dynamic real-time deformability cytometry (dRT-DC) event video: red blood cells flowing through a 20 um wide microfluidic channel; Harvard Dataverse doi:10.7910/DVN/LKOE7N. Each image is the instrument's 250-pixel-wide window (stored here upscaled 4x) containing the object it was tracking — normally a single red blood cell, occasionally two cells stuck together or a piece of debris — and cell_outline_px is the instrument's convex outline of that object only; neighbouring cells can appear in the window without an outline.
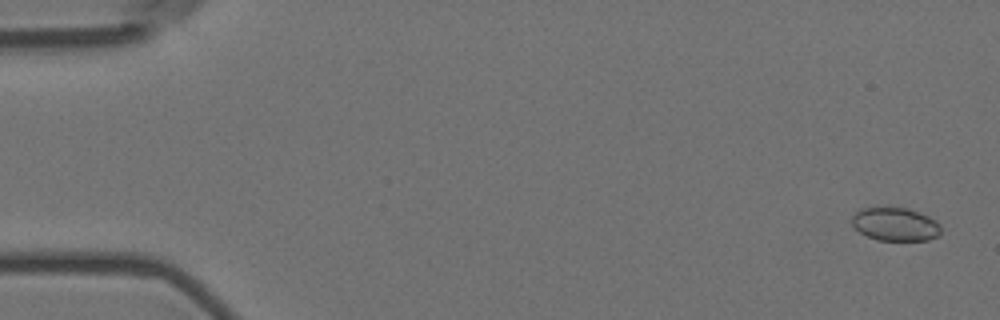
{"species": "Egyptian fruit bat (a non-hibernating species)", "species_latin": "Rousettus aegyptiacus", "temperature_condition": "room temperature", "stored_images_in_passage": 57, "camera_frame_rate_fps": 3000, "um_per_image_px": 0.085, "animal": {"sex": "female"}, "frame": {"image": 1, "passage_image": 2, "time_ms": 0.333, "image_size_px": [1000, 320], "cell_outline_px": [[940, 236], [928, 240], [876, 240], [860, 232], [852, 224], [852, 216], [860, 208], [908, 208], [928, 216], [936, 220], [940, 224]], "centroid_in_image_um": [76.12, 19.07], "position_along_channel_um": 8.9, "area_um2": 17.22}}
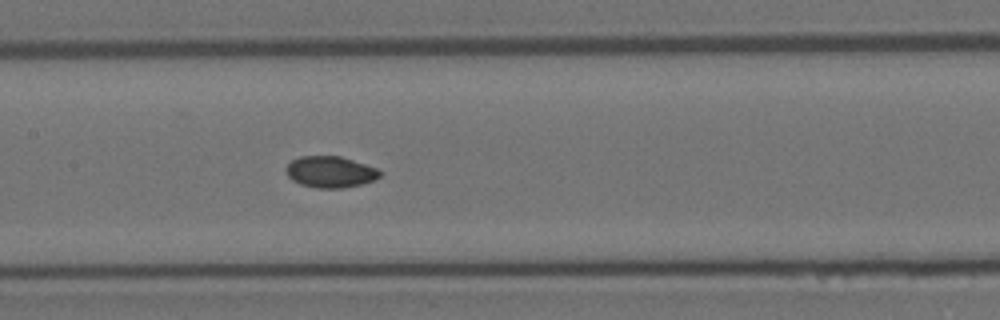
{"frame": {"image": 2, "passage_image": 28, "time_ms": 9.0, "image_size_px": [1000, 320], "cell_outline_px": [[384, 172], [380, 176], [372, 180], [360, 184], [340, 188], [316, 188], [300, 184], [292, 180], [288, 176], [284, 168], [292, 160], [300, 156], [340, 156], [376, 168]], "centroid_in_image_um": [28.04, 14.61], "position_along_channel_um": 179.4, "area_um2": 17.05}}
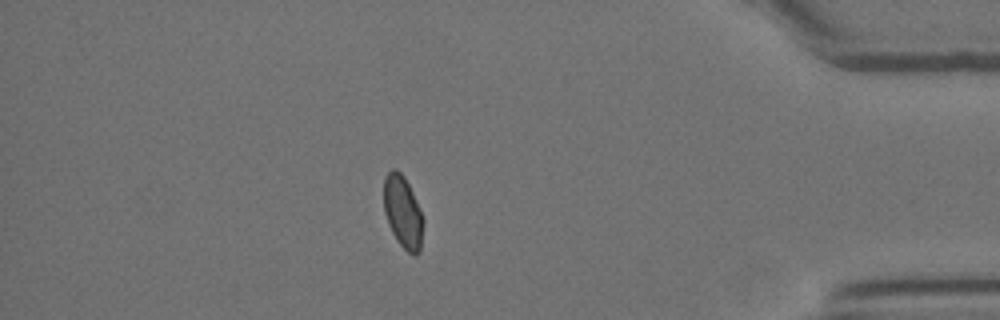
{"frame": {"image": 3, "passage_image": 50, "time_ms": 16.333, "image_size_px": [1000, 320], "cell_outline_px": [[424, 220], [420, 252], [416, 256], [412, 256], [396, 240], [388, 224], [384, 212], [384, 176], [392, 168], [396, 168], [404, 176], [412, 192]], "centroid_in_image_um": [34.24, 18.04], "position_along_channel_um": 401.0, "area_um2": 16.7}, "authors_computed_cell_mechanics": {"area_um2": 17.1088, "velocity_mm_per_s": 3.5588, "shape_relaxation_time_tau1_ms": null, "shape_relaxation_time_tau2_ms": 1.5419, "deformation_change_tau1": null, "deformation_change_tau2": 0.0405}}